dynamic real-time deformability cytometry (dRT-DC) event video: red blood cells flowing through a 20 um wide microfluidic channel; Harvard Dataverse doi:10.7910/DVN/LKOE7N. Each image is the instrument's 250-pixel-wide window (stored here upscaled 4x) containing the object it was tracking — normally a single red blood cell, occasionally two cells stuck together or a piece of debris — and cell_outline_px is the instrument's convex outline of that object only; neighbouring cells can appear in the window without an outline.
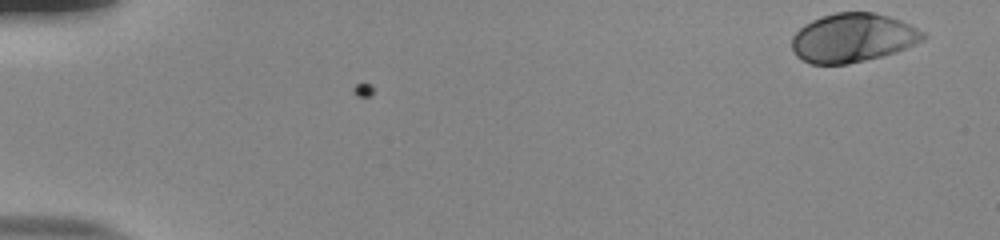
{"species": "human", "species_latin": "Homo sapiens", "temperature_condition": "room temperature", "stored_images_in_passage": 44, "camera_frame_rate_fps": 3000, "um_per_image_px": 0.085, "donor": {"sex": "male"}, "frame": {"image": 1, "passage_image": 1, "time_ms": 0.0, "image_size_px": [1000, 240], "cell_outline_px": [[928, 36], [924, 40], [896, 52], [848, 64], [808, 64], [796, 56], [792, 48], [792, 36], [804, 24], [812, 20], [836, 12], [872, 12], [888, 16], [900, 20], [924, 32]], "centroid_in_image_um": [72.47, 3.22], "position_along_channel_um": 12.5, "area_um2": 37.28}}
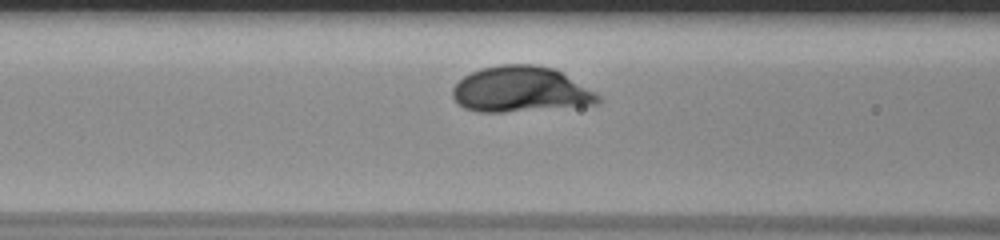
{"frame": {"image": 2, "passage_image": 22, "time_ms": 7.0, "image_size_px": [1000, 240], "cell_outline_px": [[604, 100], [600, 104], [504, 112], [480, 112], [464, 108], [452, 96], [452, 88], [464, 76], [480, 68], [500, 64], [536, 64], [556, 68], [596, 92]], "centroid_in_image_um": [44.3, 7.59], "position_along_channel_um": 122.3, "area_um2": 39.02}}
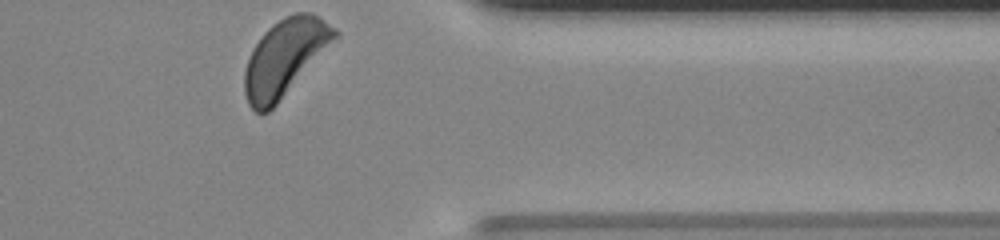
{"frame": {"image": 3, "passage_image": 44, "time_ms": 14.333, "image_size_px": [1000, 240], "cell_outline_px": [[340, 36], [276, 104], [268, 112], [256, 112], [248, 104], [244, 92], [244, 72], [248, 60], [256, 44], [264, 32], [272, 24], [284, 16], [296, 12], [312, 12], [336, 28], [340, 32]], "centroid_in_image_um": [24.24, 4.86], "position_along_channel_um": 387.2, "area_um2": 40.0}, "authors_computed_cell_mechanics": {"area_um2": 36.9631, "velocity_mm_per_s": 3.7422, "shape_relaxation_time_tau1_ms": 1.4735, "shape_relaxation_time_tau2_ms": 3.5751, "deformation_change_tau1": 0.1194, "deformation_change_tau2": 0.1102}}